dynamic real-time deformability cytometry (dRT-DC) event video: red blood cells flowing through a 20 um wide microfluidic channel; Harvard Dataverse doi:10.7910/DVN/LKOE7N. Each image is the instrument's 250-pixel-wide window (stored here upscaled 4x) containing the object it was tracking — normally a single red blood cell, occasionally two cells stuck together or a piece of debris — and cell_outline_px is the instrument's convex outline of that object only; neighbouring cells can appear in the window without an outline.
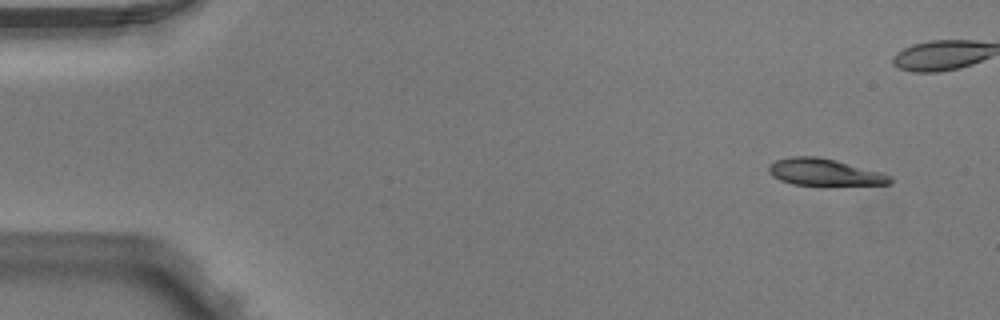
{"species": "Egyptian fruit bat (a non-hibernating species)", "species_latin": "Rousettus aegyptiacus", "temperature_condition": "warm", "stored_images_in_passage": 7, "camera_frame_rate_fps": 3000, "um_per_image_px": 0.085, "animal": {"sex": "male"}, "frame": {"image": 1, "passage_image": 1, "time_ms": 0.0, "image_size_px": [1000, 320], "cell_outline_px": [[892, 184], [792, 184], [780, 180], [772, 176], [768, 172], [768, 164], [776, 160], [792, 156], [816, 156], [836, 160], [884, 172], [892, 176]], "centroid_in_image_um": [70.08, 14.61], "position_along_channel_um": 14.9, "area_um2": 18.9}}
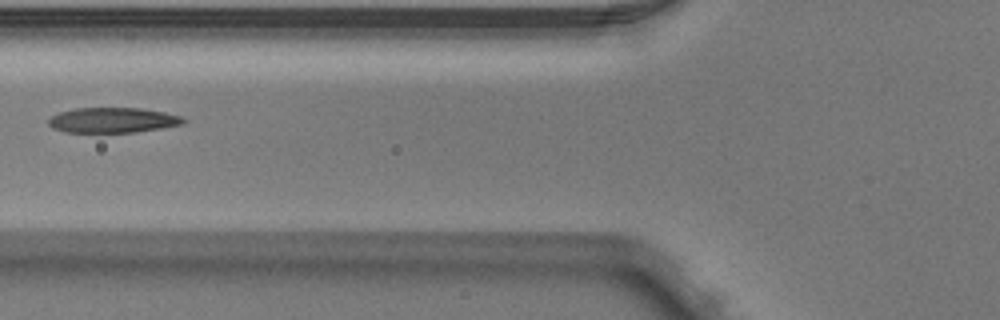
{"frame": {"image": 2, "passage_image": 6, "time_ms": 1.667, "image_size_px": [1000, 320], "cell_outline_px": [[188, 120], [184, 124], [164, 128], [136, 132], [64, 132], [52, 128], [48, 124], [48, 120], [52, 116], [60, 112], [76, 108], [140, 108], [164, 112], [180, 116]], "centroid_in_image_um": [9.61, 10.22], "position_along_channel_um": 116.2, "area_um2": 19.88}}
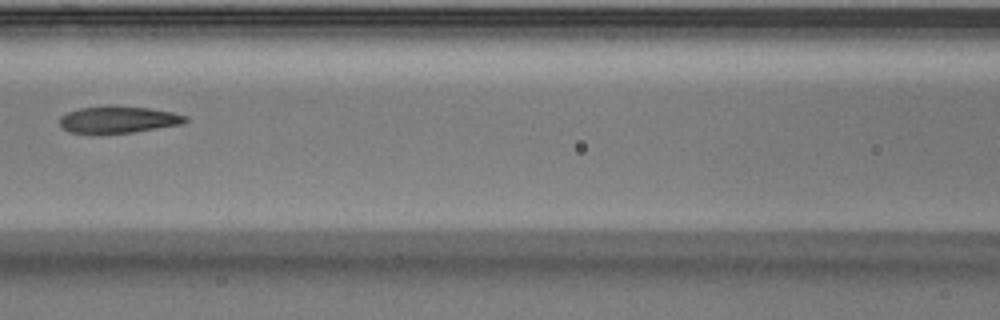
{"frame": {"image": 3, "passage_image": 7, "time_ms": 2.0, "image_size_px": [1000, 320], "cell_outline_px": [[188, 120], [184, 124], [132, 132], [92, 136], [68, 132], [60, 124], [60, 116], [68, 112], [80, 108], [112, 104], [148, 108], [172, 112], [188, 116]], "centroid_in_image_um": [10.02, 10.18], "position_along_channel_um": 156.6, "area_um2": 20.52}}